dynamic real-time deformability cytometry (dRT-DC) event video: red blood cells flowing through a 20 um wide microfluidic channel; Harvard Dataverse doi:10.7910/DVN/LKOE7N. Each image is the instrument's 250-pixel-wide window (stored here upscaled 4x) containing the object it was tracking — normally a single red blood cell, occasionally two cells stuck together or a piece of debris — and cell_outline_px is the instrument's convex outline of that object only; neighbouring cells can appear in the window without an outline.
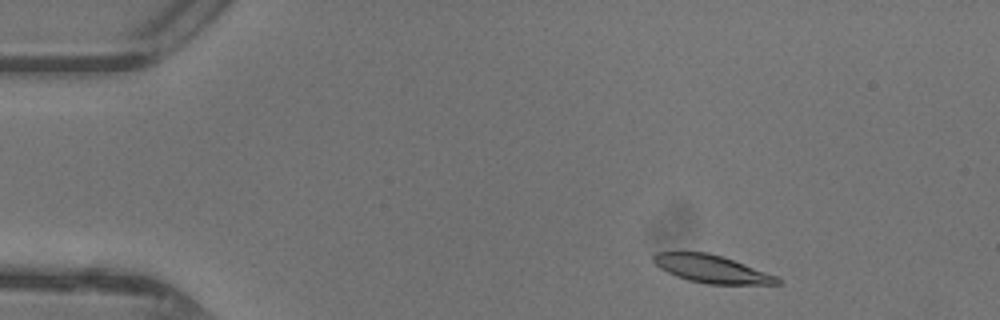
{"species": "common noctule bat (a hibernating species)", "species_latin": "Nyctalus noctula", "temperature_condition": "warm", "stored_images_in_passage": 42, "camera_frame_rate_fps": 3000, "um_per_image_px": 0.085, "animal": {"sex": "female"}, "frame": {"image": 1, "passage_image": 2, "time_ms": 0.333, "image_size_px": [1000, 320], "cell_outline_px": [[780, 284], [708, 284], [688, 280], [676, 276], [660, 268], [652, 260], [652, 256], [656, 252], [708, 252], [744, 264], [776, 276], [780, 280]], "centroid_in_image_um": [60.44, 22.86], "position_along_channel_um": 24.6, "area_um2": 19.71}}
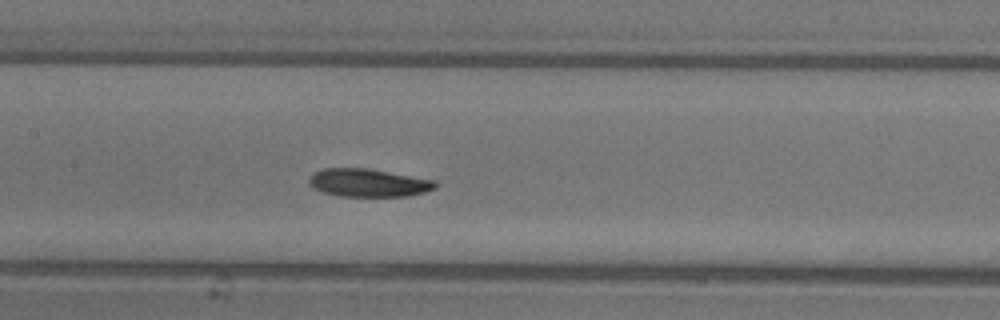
{"frame": {"image": 2, "passage_image": 18, "time_ms": 5.667, "image_size_px": [1000, 320], "cell_outline_px": [[436, 188], [424, 192], [408, 196], [340, 196], [324, 192], [312, 188], [308, 184], [308, 180], [316, 172], [324, 168], [368, 168], [436, 180]], "centroid_in_image_um": [31.32, 15.53], "position_along_channel_um": 176.1, "area_um2": 20.58}}
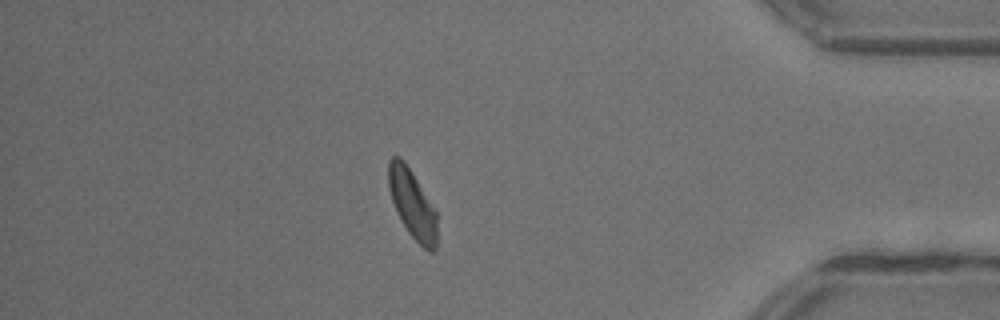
{"frame": {"image": 3, "passage_image": 36, "time_ms": 11.667, "image_size_px": [1000, 320], "cell_outline_px": [[436, 248], [432, 252], [428, 252], [408, 232], [396, 212], [388, 188], [388, 160], [392, 156], [400, 156], [404, 160], [436, 208]], "centroid_in_image_um": [35.04, 17.3], "position_along_channel_um": 400.2, "area_um2": 19.59}, "authors_computed_cell_mechanics": {"area_um2": 20.6635, "velocity_mm_per_s": 4.3733, "shape_relaxation_time_tau1_ms": 2.9723, "shape_relaxation_time_tau2_ms": 3.9084, "deformation_change_tau1": 0.1116, "deformation_change_tau2": 0.0998}}